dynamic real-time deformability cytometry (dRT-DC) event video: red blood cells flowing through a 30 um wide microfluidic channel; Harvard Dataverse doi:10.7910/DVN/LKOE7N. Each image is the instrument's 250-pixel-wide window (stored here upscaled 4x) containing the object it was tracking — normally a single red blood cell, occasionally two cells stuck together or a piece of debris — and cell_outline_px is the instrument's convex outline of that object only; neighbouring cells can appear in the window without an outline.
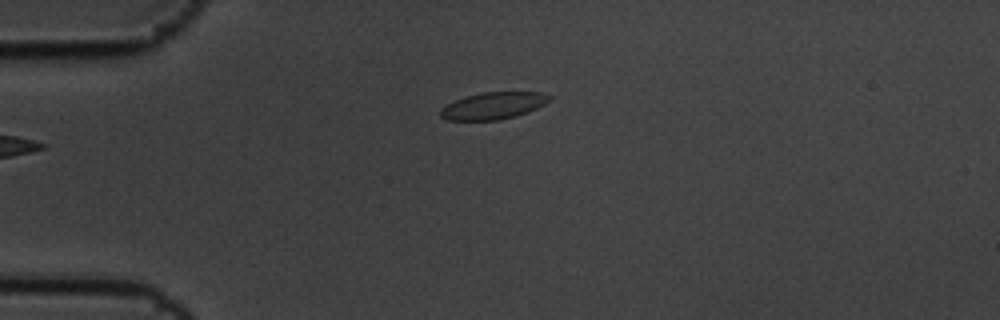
{"species": "common noctule bat (a hibernating species)", "species_latin": "Nyctalus noctula", "temperature_condition": "cold", "stored_images_in_passage": 2, "camera_frame_rate_fps": 3000, "um_per_image_px": 0.085, "animal": {"sex": "male", "body_mass_g": 19.5, "forearm_length_mm": 54.6}, "frame": {"image": 1, "passage_image": 2, "time_ms": 0.333, "image_size_px": [1000, 320], "cell_outline_px": [[552, 96], [544, 104], [528, 112], [516, 116], [500, 120], [448, 120], [440, 116], [440, 108], [464, 96], [484, 92], [540, 92]], "centroid_in_image_um": [41.91, 8.99], "position_along_channel_um": 43.1, "area_um2": 17.05}}